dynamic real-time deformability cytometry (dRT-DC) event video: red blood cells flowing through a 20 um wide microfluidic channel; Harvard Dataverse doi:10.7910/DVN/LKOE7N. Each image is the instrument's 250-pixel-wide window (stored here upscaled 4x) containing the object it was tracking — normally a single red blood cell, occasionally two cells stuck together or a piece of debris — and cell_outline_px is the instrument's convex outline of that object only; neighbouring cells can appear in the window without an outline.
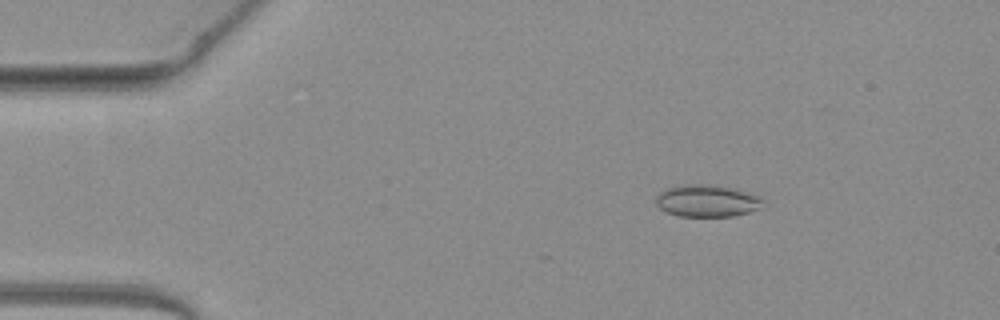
{"species": "common noctule bat (a hibernating species)", "species_latin": "Nyctalus noctula", "temperature_condition": "warm", "stored_images_in_passage": 7, "camera_frame_rate_fps": 3000, "um_per_image_px": 0.085, "animal": {"sex": "female", "body_mass_g": 19.3, "forearm_length_mm": 54.1}, "frame": {"image": 1, "passage_image": 1, "time_ms": 0.0, "image_size_px": [1000, 320], "cell_outline_px": [[764, 200], [756, 208], [748, 212], [732, 216], [680, 216], [668, 212], [660, 208], [656, 204], [656, 196], [660, 192], [668, 188], [684, 184], [716, 184], [736, 188], [760, 196]], "centroid_in_image_um": [60.09, 17.04], "position_along_channel_um": 24.9, "area_um2": 19.94}}